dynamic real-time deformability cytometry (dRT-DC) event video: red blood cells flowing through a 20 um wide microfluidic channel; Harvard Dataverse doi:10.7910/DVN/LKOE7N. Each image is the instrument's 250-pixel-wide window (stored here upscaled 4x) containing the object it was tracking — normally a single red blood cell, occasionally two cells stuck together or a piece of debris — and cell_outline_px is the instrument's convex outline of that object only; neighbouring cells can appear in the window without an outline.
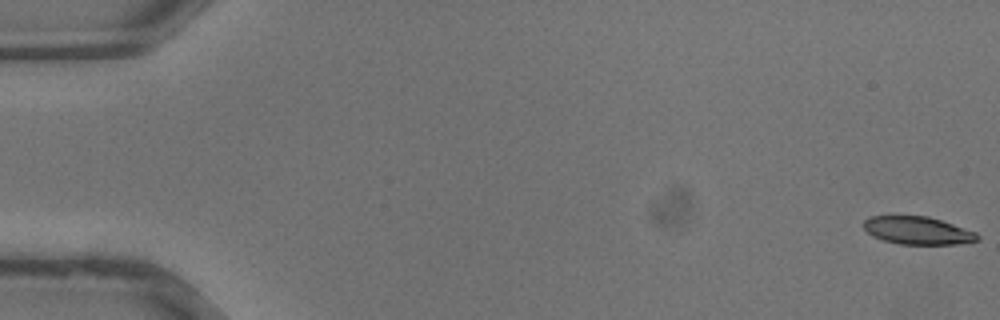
{"species": "common noctule bat (a hibernating species)", "species_latin": "Nyctalus noctula", "temperature_condition": "warm", "stored_images_in_passage": 38, "camera_frame_rate_fps": 3000, "um_per_image_px": 0.085, "animal": {"sex": "male", "body_mass_g": 13.3}, "frame": {"image": 1, "passage_image": 1, "time_ms": 0.0, "image_size_px": [1000, 320], "cell_outline_px": [[980, 240], [956, 244], [900, 244], [884, 240], [872, 236], [864, 228], [864, 220], [868, 216], [928, 216], [976, 232], [980, 236]], "centroid_in_image_um": [78.0, 19.59], "position_along_channel_um": 7.0, "area_um2": 18.32}}
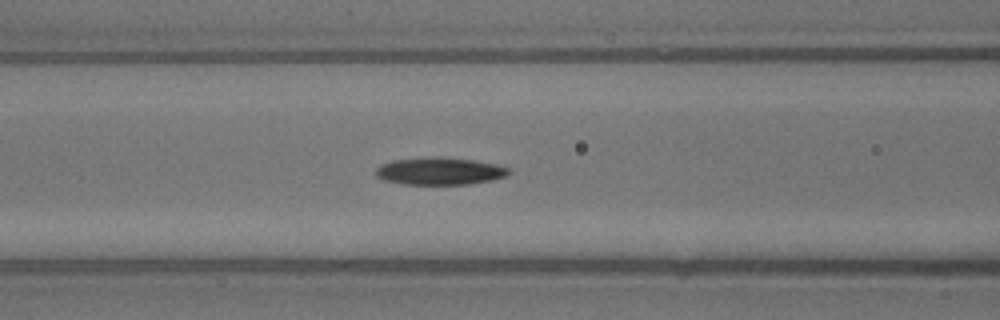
{"frame": {"image": 2, "passage_image": 16, "time_ms": 5.0, "image_size_px": [1000, 320], "cell_outline_px": [[508, 176], [492, 180], [468, 184], [404, 184], [384, 180], [376, 176], [376, 168], [380, 164], [392, 160], [472, 160], [496, 164], [508, 168]], "centroid_in_image_um": [37.38, 14.6], "position_along_channel_um": 129.2, "area_um2": 20.0}}
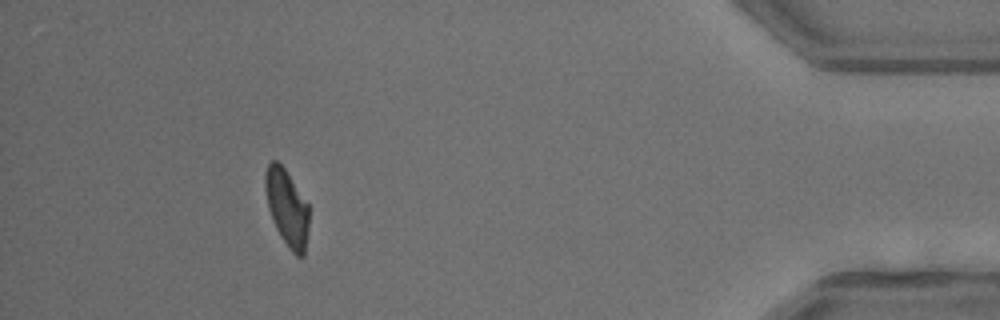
{"frame": {"image": 3, "passage_image": 34, "time_ms": 11.0, "image_size_px": [1000, 320], "cell_outline_px": [[308, 228], [304, 256], [296, 256], [288, 248], [280, 236], [272, 220], [268, 208], [264, 188], [264, 172], [268, 164], [272, 160], [276, 160], [284, 168], [308, 204]], "centroid_in_image_um": [24.36, 17.66], "position_along_channel_um": 410.8, "area_um2": 19.54}}